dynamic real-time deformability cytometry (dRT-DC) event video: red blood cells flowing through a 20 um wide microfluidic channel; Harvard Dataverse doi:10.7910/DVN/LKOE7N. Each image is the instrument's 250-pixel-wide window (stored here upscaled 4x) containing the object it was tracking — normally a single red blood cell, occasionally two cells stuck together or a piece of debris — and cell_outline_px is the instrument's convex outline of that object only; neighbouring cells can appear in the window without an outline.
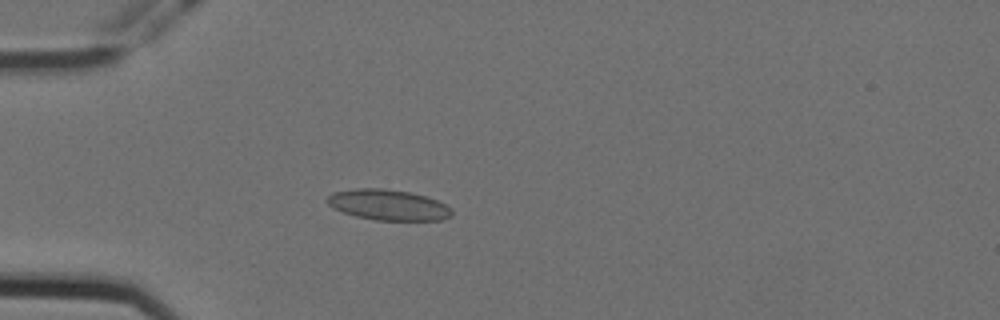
{"species": "Egyptian fruit bat (a non-hibernating species)", "species_latin": "Rousettus aegyptiacus", "temperature_condition": "cold", "stored_images_in_passage": 5, "camera_frame_rate_fps": 3000, "um_per_image_px": 0.085, "animal": {"sex": "female"}, "frame": {"image": 1, "passage_image": 5, "time_ms": 1.333, "image_size_px": [1000, 320], "cell_outline_px": [[452, 216], [440, 220], [376, 220], [356, 216], [332, 208], [324, 200], [332, 192], [356, 188], [384, 188], [412, 192], [436, 200], [452, 208]], "centroid_in_image_um": [32.97, 17.4], "position_along_channel_um": 52.0, "area_um2": 22.37}}